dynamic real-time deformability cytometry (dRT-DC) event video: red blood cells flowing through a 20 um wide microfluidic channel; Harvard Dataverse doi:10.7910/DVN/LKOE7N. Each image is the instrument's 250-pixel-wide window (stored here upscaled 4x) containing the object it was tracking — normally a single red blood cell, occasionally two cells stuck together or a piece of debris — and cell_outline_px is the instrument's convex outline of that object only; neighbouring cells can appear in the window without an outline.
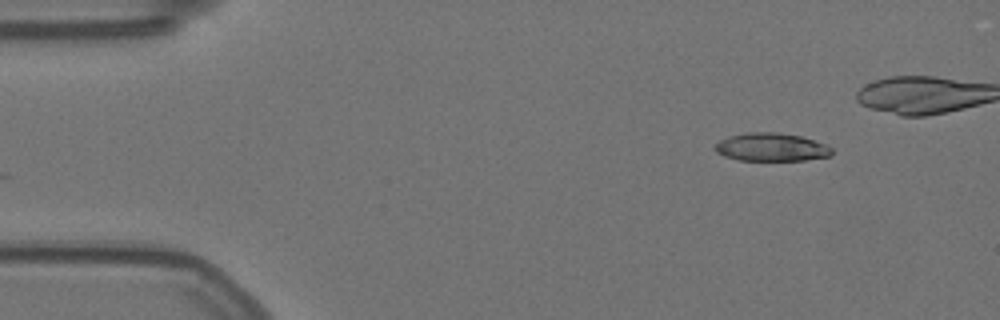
{"species": "Egyptian fruit bat (a non-hibernating species)", "species_latin": "Rousettus aegyptiacus", "temperature_condition": "warm", "stored_images_in_passage": 23, "camera_frame_rate_fps": 3000, "um_per_image_px": 0.085, "animal": {"sex": "female"}, "frame": {"image": 1, "passage_image": 1, "time_ms": 0.0, "image_size_px": [1000, 320], "cell_outline_px": [[832, 156], [804, 160], [740, 160], [724, 156], [716, 152], [712, 148], [720, 140], [732, 136], [748, 132], [776, 132], [800, 136], [824, 144], [832, 148]], "centroid_in_image_um": [65.55, 12.51], "position_along_channel_um": 19.4, "area_um2": 19.02}}
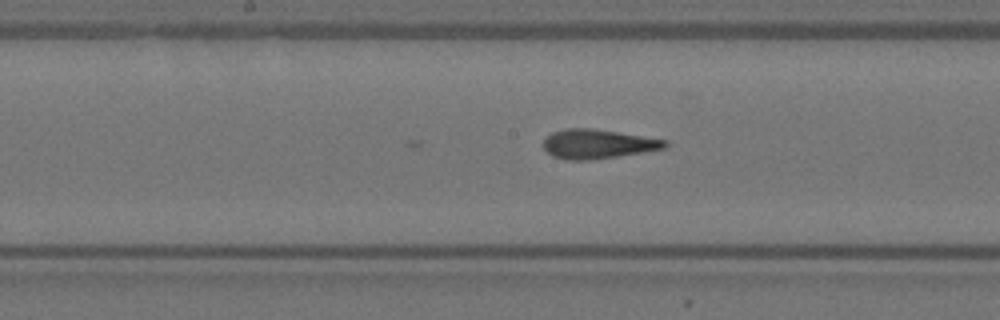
{"frame": {"image": 2, "passage_image": 23, "time_ms": 7.333, "image_size_px": [1000, 320], "cell_outline_px": [[668, 144], [664, 148], [616, 156], [588, 160], [568, 160], [552, 156], [544, 148], [544, 140], [552, 132], [564, 128], [592, 128], [668, 140]], "centroid_in_image_um": [50.78, 12.23], "position_along_channel_um": 197.4, "area_um2": 20.46}}